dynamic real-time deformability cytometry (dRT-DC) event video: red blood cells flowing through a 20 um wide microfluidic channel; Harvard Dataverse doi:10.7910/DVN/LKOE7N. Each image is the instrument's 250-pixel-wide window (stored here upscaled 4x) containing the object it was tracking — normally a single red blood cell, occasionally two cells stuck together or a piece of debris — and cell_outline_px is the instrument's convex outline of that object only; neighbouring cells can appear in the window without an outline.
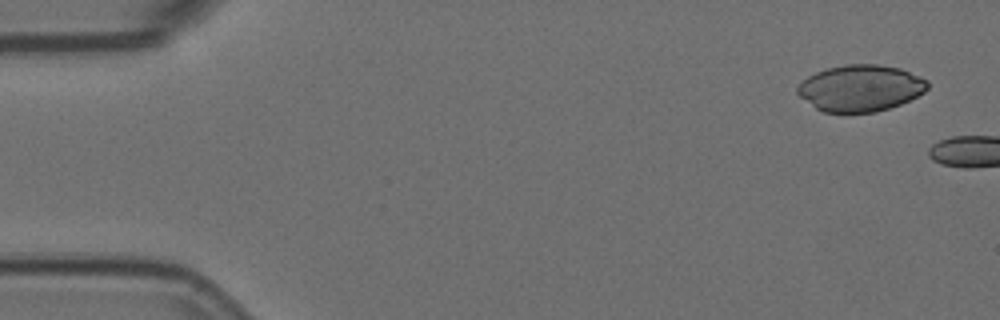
{"species": "Egyptian fruit bat (a non-hibernating species)", "species_latin": "Rousettus aegyptiacus", "temperature_condition": "room temperature", "stored_images_in_passage": 4, "camera_frame_rate_fps": 3000, "um_per_image_px": 0.085, "animal": {"sex": "female"}, "frame": {"image": 1, "passage_image": 1, "time_ms": 0.0, "image_size_px": [1000, 320], "cell_outline_px": [[928, 88], [924, 92], [900, 104], [876, 112], [824, 112], [816, 108], [800, 96], [796, 92], [796, 88], [808, 76], [816, 72], [828, 68], [844, 64], [880, 64], [900, 68], [928, 80]], "centroid_in_image_um": [73.14, 7.48], "position_along_channel_um": 11.9, "area_um2": 35.03}}